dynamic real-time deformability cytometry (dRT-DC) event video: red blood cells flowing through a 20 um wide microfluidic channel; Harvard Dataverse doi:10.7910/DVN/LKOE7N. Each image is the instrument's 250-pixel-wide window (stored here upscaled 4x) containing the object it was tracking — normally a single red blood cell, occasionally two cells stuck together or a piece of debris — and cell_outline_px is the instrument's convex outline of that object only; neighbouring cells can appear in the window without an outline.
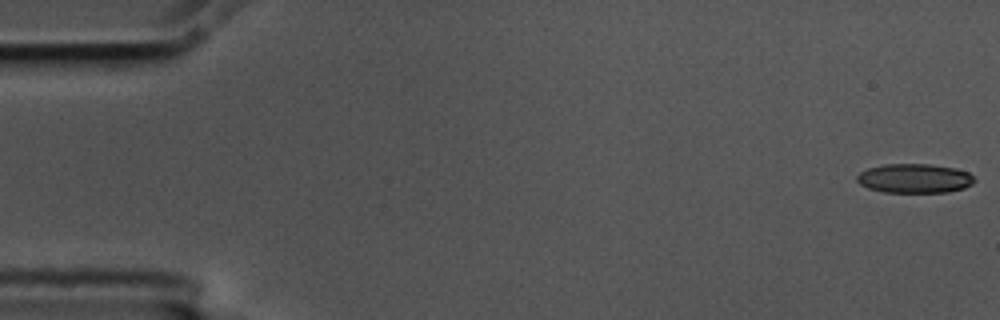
{"species": "common noctule bat (a hibernating species)", "species_latin": "Nyctalus noctula", "temperature_condition": "cold", "stored_images_in_passage": 12, "camera_frame_rate_fps": 3000, "um_per_image_px": 0.085, "animal": {"sex": "male", "body_mass_g": 17.5, "forearm_length_mm": 52.3}, "frame": {"image": 1, "passage_image": 1, "time_ms": 0.0, "image_size_px": [1000, 320], "cell_outline_px": [[976, 180], [972, 184], [964, 188], [948, 192], [884, 192], [868, 188], [860, 184], [856, 180], [856, 176], [860, 172], [868, 168], [884, 164], [928, 164], [956, 168], [968, 172]], "centroid_in_image_um": [77.73, 15.16], "position_along_channel_um": 7.3, "area_um2": 20.06}}